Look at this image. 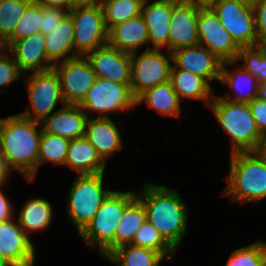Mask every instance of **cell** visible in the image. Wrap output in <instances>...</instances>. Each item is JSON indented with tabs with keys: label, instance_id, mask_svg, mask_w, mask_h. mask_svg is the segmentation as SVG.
I'll list each match as a JSON object with an SVG mask.
<instances>
[{
	"label": "cell",
	"instance_id": "39",
	"mask_svg": "<svg viewBox=\"0 0 266 266\" xmlns=\"http://www.w3.org/2000/svg\"><path fill=\"white\" fill-rule=\"evenodd\" d=\"M67 13L68 11L61 7L42 5L40 32L46 35L53 31Z\"/></svg>",
	"mask_w": 266,
	"mask_h": 266
},
{
	"label": "cell",
	"instance_id": "8",
	"mask_svg": "<svg viewBox=\"0 0 266 266\" xmlns=\"http://www.w3.org/2000/svg\"><path fill=\"white\" fill-rule=\"evenodd\" d=\"M171 60L159 49L147 48L139 56L130 54L131 91L137 98L145 90L170 81Z\"/></svg>",
	"mask_w": 266,
	"mask_h": 266
},
{
	"label": "cell",
	"instance_id": "11",
	"mask_svg": "<svg viewBox=\"0 0 266 266\" xmlns=\"http://www.w3.org/2000/svg\"><path fill=\"white\" fill-rule=\"evenodd\" d=\"M79 106L82 110L97 111L98 117H108L101 115L134 108L136 98L127 84L97 77Z\"/></svg>",
	"mask_w": 266,
	"mask_h": 266
},
{
	"label": "cell",
	"instance_id": "22",
	"mask_svg": "<svg viewBox=\"0 0 266 266\" xmlns=\"http://www.w3.org/2000/svg\"><path fill=\"white\" fill-rule=\"evenodd\" d=\"M149 42L148 31L142 15L113 26L108 31V44L129 54Z\"/></svg>",
	"mask_w": 266,
	"mask_h": 266
},
{
	"label": "cell",
	"instance_id": "45",
	"mask_svg": "<svg viewBox=\"0 0 266 266\" xmlns=\"http://www.w3.org/2000/svg\"><path fill=\"white\" fill-rule=\"evenodd\" d=\"M193 3L199 9L212 8L219 0H187Z\"/></svg>",
	"mask_w": 266,
	"mask_h": 266
},
{
	"label": "cell",
	"instance_id": "20",
	"mask_svg": "<svg viewBox=\"0 0 266 266\" xmlns=\"http://www.w3.org/2000/svg\"><path fill=\"white\" fill-rule=\"evenodd\" d=\"M144 0L141 15L147 27L149 41L153 43V49H162L167 46L169 28L173 10V0H157L150 5Z\"/></svg>",
	"mask_w": 266,
	"mask_h": 266
},
{
	"label": "cell",
	"instance_id": "31",
	"mask_svg": "<svg viewBox=\"0 0 266 266\" xmlns=\"http://www.w3.org/2000/svg\"><path fill=\"white\" fill-rule=\"evenodd\" d=\"M144 0H101L104 23L109 31L113 26L141 14Z\"/></svg>",
	"mask_w": 266,
	"mask_h": 266
},
{
	"label": "cell",
	"instance_id": "14",
	"mask_svg": "<svg viewBox=\"0 0 266 266\" xmlns=\"http://www.w3.org/2000/svg\"><path fill=\"white\" fill-rule=\"evenodd\" d=\"M173 62L172 69H182L204 78L220 82L223 62L202 45L182 47L168 53Z\"/></svg>",
	"mask_w": 266,
	"mask_h": 266
},
{
	"label": "cell",
	"instance_id": "32",
	"mask_svg": "<svg viewBox=\"0 0 266 266\" xmlns=\"http://www.w3.org/2000/svg\"><path fill=\"white\" fill-rule=\"evenodd\" d=\"M70 140L58 135L43 132L38 149V167L45 161L65 165Z\"/></svg>",
	"mask_w": 266,
	"mask_h": 266
},
{
	"label": "cell",
	"instance_id": "47",
	"mask_svg": "<svg viewBox=\"0 0 266 266\" xmlns=\"http://www.w3.org/2000/svg\"><path fill=\"white\" fill-rule=\"evenodd\" d=\"M257 98L266 101V81L260 82L258 85Z\"/></svg>",
	"mask_w": 266,
	"mask_h": 266
},
{
	"label": "cell",
	"instance_id": "7",
	"mask_svg": "<svg viewBox=\"0 0 266 266\" xmlns=\"http://www.w3.org/2000/svg\"><path fill=\"white\" fill-rule=\"evenodd\" d=\"M74 26V49L85 56L88 52L108 44V30L100 3L76 5L68 11Z\"/></svg>",
	"mask_w": 266,
	"mask_h": 266
},
{
	"label": "cell",
	"instance_id": "21",
	"mask_svg": "<svg viewBox=\"0 0 266 266\" xmlns=\"http://www.w3.org/2000/svg\"><path fill=\"white\" fill-rule=\"evenodd\" d=\"M84 136L104 162L116 150L122 149L120 132L110 117H97L93 120L88 117Z\"/></svg>",
	"mask_w": 266,
	"mask_h": 266
},
{
	"label": "cell",
	"instance_id": "40",
	"mask_svg": "<svg viewBox=\"0 0 266 266\" xmlns=\"http://www.w3.org/2000/svg\"><path fill=\"white\" fill-rule=\"evenodd\" d=\"M253 11L257 33L256 46L266 48V0H259L253 6Z\"/></svg>",
	"mask_w": 266,
	"mask_h": 266
},
{
	"label": "cell",
	"instance_id": "2",
	"mask_svg": "<svg viewBox=\"0 0 266 266\" xmlns=\"http://www.w3.org/2000/svg\"><path fill=\"white\" fill-rule=\"evenodd\" d=\"M137 196L145 206L146 219L176 250L186 234L187 207L176 190L146 183Z\"/></svg>",
	"mask_w": 266,
	"mask_h": 266
},
{
	"label": "cell",
	"instance_id": "33",
	"mask_svg": "<svg viewBox=\"0 0 266 266\" xmlns=\"http://www.w3.org/2000/svg\"><path fill=\"white\" fill-rule=\"evenodd\" d=\"M41 17L42 4L33 0L27 6L24 14L17 22L13 34L1 45V47L7 50L15 40L40 32Z\"/></svg>",
	"mask_w": 266,
	"mask_h": 266
},
{
	"label": "cell",
	"instance_id": "34",
	"mask_svg": "<svg viewBox=\"0 0 266 266\" xmlns=\"http://www.w3.org/2000/svg\"><path fill=\"white\" fill-rule=\"evenodd\" d=\"M33 0H0V46L13 34L17 22Z\"/></svg>",
	"mask_w": 266,
	"mask_h": 266
},
{
	"label": "cell",
	"instance_id": "30",
	"mask_svg": "<svg viewBox=\"0 0 266 266\" xmlns=\"http://www.w3.org/2000/svg\"><path fill=\"white\" fill-rule=\"evenodd\" d=\"M52 207L46 200L34 198L25 203L20 211L18 223L24 232L44 230L52 220Z\"/></svg>",
	"mask_w": 266,
	"mask_h": 266
},
{
	"label": "cell",
	"instance_id": "3",
	"mask_svg": "<svg viewBox=\"0 0 266 266\" xmlns=\"http://www.w3.org/2000/svg\"><path fill=\"white\" fill-rule=\"evenodd\" d=\"M230 173L224 193L232 201H259L266 197V162L255 151L231 153Z\"/></svg>",
	"mask_w": 266,
	"mask_h": 266
},
{
	"label": "cell",
	"instance_id": "12",
	"mask_svg": "<svg viewBox=\"0 0 266 266\" xmlns=\"http://www.w3.org/2000/svg\"><path fill=\"white\" fill-rule=\"evenodd\" d=\"M212 9L240 47H254L257 33L253 7L236 0H219Z\"/></svg>",
	"mask_w": 266,
	"mask_h": 266
},
{
	"label": "cell",
	"instance_id": "50",
	"mask_svg": "<svg viewBox=\"0 0 266 266\" xmlns=\"http://www.w3.org/2000/svg\"><path fill=\"white\" fill-rule=\"evenodd\" d=\"M0 266H11L1 255L0 253Z\"/></svg>",
	"mask_w": 266,
	"mask_h": 266
},
{
	"label": "cell",
	"instance_id": "37",
	"mask_svg": "<svg viewBox=\"0 0 266 266\" xmlns=\"http://www.w3.org/2000/svg\"><path fill=\"white\" fill-rule=\"evenodd\" d=\"M266 242L257 241L231 253L226 266H264Z\"/></svg>",
	"mask_w": 266,
	"mask_h": 266
},
{
	"label": "cell",
	"instance_id": "35",
	"mask_svg": "<svg viewBox=\"0 0 266 266\" xmlns=\"http://www.w3.org/2000/svg\"><path fill=\"white\" fill-rule=\"evenodd\" d=\"M138 247L153 249L168 260L173 258L175 249L161 236L157 229L147 220L136 232L130 243Z\"/></svg>",
	"mask_w": 266,
	"mask_h": 266
},
{
	"label": "cell",
	"instance_id": "16",
	"mask_svg": "<svg viewBox=\"0 0 266 266\" xmlns=\"http://www.w3.org/2000/svg\"><path fill=\"white\" fill-rule=\"evenodd\" d=\"M85 57L92 65L96 77L130 86V54L109 44L88 52Z\"/></svg>",
	"mask_w": 266,
	"mask_h": 266
},
{
	"label": "cell",
	"instance_id": "43",
	"mask_svg": "<svg viewBox=\"0 0 266 266\" xmlns=\"http://www.w3.org/2000/svg\"><path fill=\"white\" fill-rule=\"evenodd\" d=\"M38 3L44 6L61 7L67 11L72 8L71 0H36Z\"/></svg>",
	"mask_w": 266,
	"mask_h": 266
},
{
	"label": "cell",
	"instance_id": "46",
	"mask_svg": "<svg viewBox=\"0 0 266 266\" xmlns=\"http://www.w3.org/2000/svg\"><path fill=\"white\" fill-rule=\"evenodd\" d=\"M254 151L266 162V134L261 136Z\"/></svg>",
	"mask_w": 266,
	"mask_h": 266
},
{
	"label": "cell",
	"instance_id": "42",
	"mask_svg": "<svg viewBox=\"0 0 266 266\" xmlns=\"http://www.w3.org/2000/svg\"><path fill=\"white\" fill-rule=\"evenodd\" d=\"M0 185V222L11 220L13 216V207L1 190Z\"/></svg>",
	"mask_w": 266,
	"mask_h": 266
},
{
	"label": "cell",
	"instance_id": "18",
	"mask_svg": "<svg viewBox=\"0 0 266 266\" xmlns=\"http://www.w3.org/2000/svg\"><path fill=\"white\" fill-rule=\"evenodd\" d=\"M45 44V34L37 32L15 40L7 49L21 71H47L54 64L46 56Z\"/></svg>",
	"mask_w": 266,
	"mask_h": 266
},
{
	"label": "cell",
	"instance_id": "41",
	"mask_svg": "<svg viewBox=\"0 0 266 266\" xmlns=\"http://www.w3.org/2000/svg\"><path fill=\"white\" fill-rule=\"evenodd\" d=\"M252 116L261 135L266 134V101L255 98L249 102Z\"/></svg>",
	"mask_w": 266,
	"mask_h": 266
},
{
	"label": "cell",
	"instance_id": "26",
	"mask_svg": "<svg viewBox=\"0 0 266 266\" xmlns=\"http://www.w3.org/2000/svg\"><path fill=\"white\" fill-rule=\"evenodd\" d=\"M170 82L180 100L187 97L202 99L207 105L211 103L208 100L213 98L211 85L204 78L182 69H171Z\"/></svg>",
	"mask_w": 266,
	"mask_h": 266
},
{
	"label": "cell",
	"instance_id": "1",
	"mask_svg": "<svg viewBox=\"0 0 266 266\" xmlns=\"http://www.w3.org/2000/svg\"><path fill=\"white\" fill-rule=\"evenodd\" d=\"M41 125L38 121L21 116L0 118V151L9 170L21 172L28 181L35 178L38 168V149Z\"/></svg>",
	"mask_w": 266,
	"mask_h": 266
},
{
	"label": "cell",
	"instance_id": "6",
	"mask_svg": "<svg viewBox=\"0 0 266 266\" xmlns=\"http://www.w3.org/2000/svg\"><path fill=\"white\" fill-rule=\"evenodd\" d=\"M103 173L78 175L68 194L67 214L80 233L111 192L103 188Z\"/></svg>",
	"mask_w": 266,
	"mask_h": 266
},
{
	"label": "cell",
	"instance_id": "36",
	"mask_svg": "<svg viewBox=\"0 0 266 266\" xmlns=\"http://www.w3.org/2000/svg\"><path fill=\"white\" fill-rule=\"evenodd\" d=\"M243 60L244 70L256 77L258 84L266 81V48L241 47L237 60Z\"/></svg>",
	"mask_w": 266,
	"mask_h": 266
},
{
	"label": "cell",
	"instance_id": "17",
	"mask_svg": "<svg viewBox=\"0 0 266 266\" xmlns=\"http://www.w3.org/2000/svg\"><path fill=\"white\" fill-rule=\"evenodd\" d=\"M0 253L11 266H33L34 246L13 219L0 222Z\"/></svg>",
	"mask_w": 266,
	"mask_h": 266
},
{
	"label": "cell",
	"instance_id": "38",
	"mask_svg": "<svg viewBox=\"0 0 266 266\" xmlns=\"http://www.w3.org/2000/svg\"><path fill=\"white\" fill-rule=\"evenodd\" d=\"M7 54L4 48L0 46V87H4L17 80L22 73L19 66L14 61L13 56H11V53Z\"/></svg>",
	"mask_w": 266,
	"mask_h": 266
},
{
	"label": "cell",
	"instance_id": "19",
	"mask_svg": "<svg viewBox=\"0 0 266 266\" xmlns=\"http://www.w3.org/2000/svg\"><path fill=\"white\" fill-rule=\"evenodd\" d=\"M64 105L62 109L45 117L40 122L42 131L69 140L84 137L89 115L79 105Z\"/></svg>",
	"mask_w": 266,
	"mask_h": 266
},
{
	"label": "cell",
	"instance_id": "44",
	"mask_svg": "<svg viewBox=\"0 0 266 266\" xmlns=\"http://www.w3.org/2000/svg\"><path fill=\"white\" fill-rule=\"evenodd\" d=\"M10 176V170L5 163V159L0 151V185L6 184L7 179ZM5 183V184H4Z\"/></svg>",
	"mask_w": 266,
	"mask_h": 266
},
{
	"label": "cell",
	"instance_id": "29",
	"mask_svg": "<svg viewBox=\"0 0 266 266\" xmlns=\"http://www.w3.org/2000/svg\"><path fill=\"white\" fill-rule=\"evenodd\" d=\"M106 258L117 266H158L164 257L153 249L125 244L112 250Z\"/></svg>",
	"mask_w": 266,
	"mask_h": 266
},
{
	"label": "cell",
	"instance_id": "4",
	"mask_svg": "<svg viewBox=\"0 0 266 266\" xmlns=\"http://www.w3.org/2000/svg\"><path fill=\"white\" fill-rule=\"evenodd\" d=\"M209 107L230 136L231 153L256 149L262 135L252 116L249 103L231 102L224 97L213 95Z\"/></svg>",
	"mask_w": 266,
	"mask_h": 266
},
{
	"label": "cell",
	"instance_id": "13",
	"mask_svg": "<svg viewBox=\"0 0 266 266\" xmlns=\"http://www.w3.org/2000/svg\"><path fill=\"white\" fill-rule=\"evenodd\" d=\"M199 44L206 46L222 62L237 60L241 47L233 40L229 32L220 23L212 8L199 9L197 20Z\"/></svg>",
	"mask_w": 266,
	"mask_h": 266
},
{
	"label": "cell",
	"instance_id": "9",
	"mask_svg": "<svg viewBox=\"0 0 266 266\" xmlns=\"http://www.w3.org/2000/svg\"><path fill=\"white\" fill-rule=\"evenodd\" d=\"M85 56H77L53 65L58 75L63 104L80 105L96 80Z\"/></svg>",
	"mask_w": 266,
	"mask_h": 266
},
{
	"label": "cell",
	"instance_id": "25",
	"mask_svg": "<svg viewBox=\"0 0 266 266\" xmlns=\"http://www.w3.org/2000/svg\"><path fill=\"white\" fill-rule=\"evenodd\" d=\"M149 108H154L162 116L180 115L181 103L170 81L145 90L136 98V105L144 101Z\"/></svg>",
	"mask_w": 266,
	"mask_h": 266
},
{
	"label": "cell",
	"instance_id": "24",
	"mask_svg": "<svg viewBox=\"0 0 266 266\" xmlns=\"http://www.w3.org/2000/svg\"><path fill=\"white\" fill-rule=\"evenodd\" d=\"M45 41L46 56L53 64L80 56L74 49V26L68 13L53 31L45 35Z\"/></svg>",
	"mask_w": 266,
	"mask_h": 266
},
{
	"label": "cell",
	"instance_id": "28",
	"mask_svg": "<svg viewBox=\"0 0 266 266\" xmlns=\"http://www.w3.org/2000/svg\"><path fill=\"white\" fill-rule=\"evenodd\" d=\"M145 206L136 196L123 211L115 232V248L130 244L139 228L146 221Z\"/></svg>",
	"mask_w": 266,
	"mask_h": 266
},
{
	"label": "cell",
	"instance_id": "48",
	"mask_svg": "<svg viewBox=\"0 0 266 266\" xmlns=\"http://www.w3.org/2000/svg\"><path fill=\"white\" fill-rule=\"evenodd\" d=\"M71 1H72V8L76 5H93L101 2V0H71Z\"/></svg>",
	"mask_w": 266,
	"mask_h": 266
},
{
	"label": "cell",
	"instance_id": "23",
	"mask_svg": "<svg viewBox=\"0 0 266 266\" xmlns=\"http://www.w3.org/2000/svg\"><path fill=\"white\" fill-rule=\"evenodd\" d=\"M105 164L85 136L70 140L65 165L78 172V175L103 173Z\"/></svg>",
	"mask_w": 266,
	"mask_h": 266
},
{
	"label": "cell",
	"instance_id": "27",
	"mask_svg": "<svg viewBox=\"0 0 266 266\" xmlns=\"http://www.w3.org/2000/svg\"><path fill=\"white\" fill-rule=\"evenodd\" d=\"M225 64H236V61L233 62H223L221 69V77L220 82L221 85L227 84L232 90H236L237 93L233 95H227V98L230 99L231 102H241V103H249L257 98L258 92V82L256 77L247 73L244 68H238L234 72H230L226 69ZM248 85L246 88V92L244 90V85ZM244 86V87H243ZM239 92V93H238ZM236 95V96H235ZM233 96V98H232ZM235 96V98H234Z\"/></svg>",
	"mask_w": 266,
	"mask_h": 266
},
{
	"label": "cell",
	"instance_id": "5",
	"mask_svg": "<svg viewBox=\"0 0 266 266\" xmlns=\"http://www.w3.org/2000/svg\"><path fill=\"white\" fill-rule=\"evenodd\" d=\"M137 196L134 191H111L93 219L79 233L88 246L98 245L100 255L106 257L115 249L117 223L125 207Z\"/></svg>",
	"mask_w": 266,
	"mask_h": 266
},
{
	"label": "cell",
	"instance_id": "49",
	"mask_svg": "<svg viewBox=\"0 0 266 266\" xmlns=\"http://www.w3.org/2000/svg\"><path fill=\"white\" fill-rule=\"evenodd\" d=\"M236 1L253 7L259 0H236Z\"/></svg>",
	"mask_w": 266,
	"mask_h": 266
},
{
	"label": "cell",
	"instance_id": "10",
	"mask_svg": "<svg viewBox=\"0 0 266 266\" xmlns=\"http://www.w3.org/2000/svg\"><path fill=\"white\" fill-rule=\"evenodd\" d=\"M25 82L31 110L20 113L21 116L41 122L53 112L58 101L63 103L59 78L53 68L33 72Z\"/></svg>",
	"mask_w": 266,
	"mask_h": 266
},
{
	"label": "cell",
	"instance_id": "15",
	"mask_svg": "<svg viewBox=\"0 0 266 266\" xmlns=\"http://www.w3.org/2000/svg\"><path fill=\"white\" fill-rule=\"evenodd\" d=\"M199 8L187 0H173L168 51L199 45L197 20Z\"/></svg>",
	"mask_w": 266,
	"mask_h": 266
}]
</instances>
